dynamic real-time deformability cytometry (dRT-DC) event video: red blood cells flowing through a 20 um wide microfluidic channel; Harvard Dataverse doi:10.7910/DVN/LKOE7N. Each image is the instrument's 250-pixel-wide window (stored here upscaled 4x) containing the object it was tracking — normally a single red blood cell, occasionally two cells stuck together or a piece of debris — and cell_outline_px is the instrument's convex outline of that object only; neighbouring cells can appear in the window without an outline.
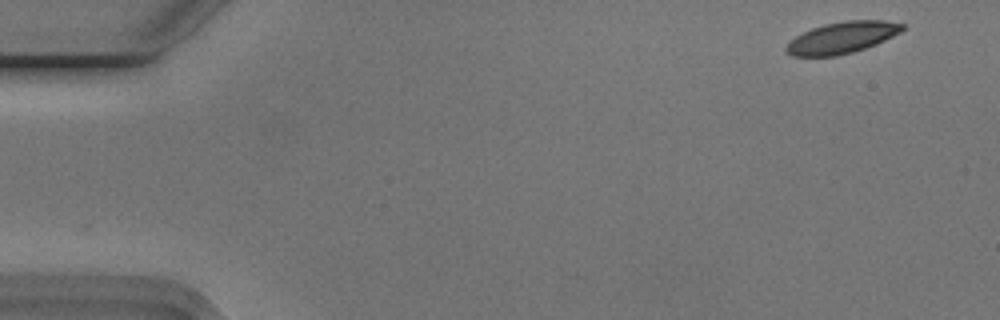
{"species": "Egyptian fruit bat (a non-hibernating species)", "species_latin": "Rousettus aegyptiacus", "temperature_condition": "cold", "stored_images_in_passage": 55, "camera_frame_rate_fps": 3000, "um_per_image_px": 0.085, "animal": {"sex": "male"}, "frame": {"image": 1, "passage_image": 3, "time_ms": 0.667, "image_size_px": [1000, 320], "cell_outline_px": [[904, 28], [900, 32], [876, 44], [852, 52], [836, 56], [792, 56], [784, 48], [796, 36], [812, 28], [824, 24], [844, 20], [884, 20], [904, 24]], "centroid_in_image_um": [71.58, 3.19], "position_along_channel_um": 13.4, "area_um2": 21.1}}
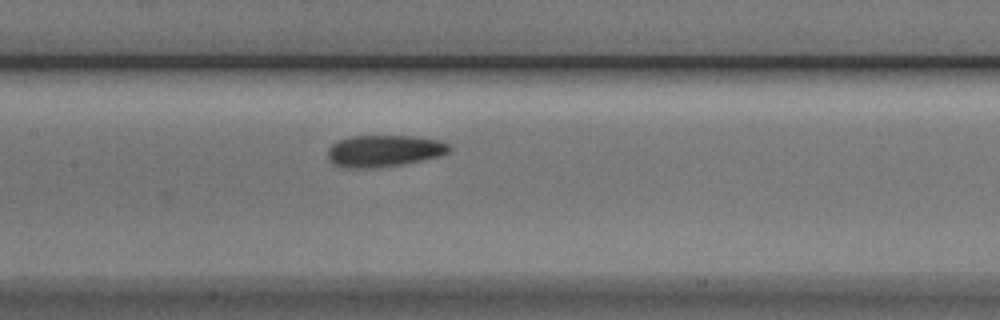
{"frame": {"image": 2, "passage_image": 26, "time_ms": 8.333, "image_size_px": [1000, 320], "cell_outline_px": [[452, 148], [448, 152], [436, 156], [420, 160], [400, 164], [372, 168], [340, 168], [332, 164], [328, 160], [328, 148], [336, 140], [352, 136], [412, 136], [436, 140], [448, 144]], "centroid_in_image_um": [32.54, 12.83], "position_along_channel_um": 174.9, "area_um2": 22.37}}
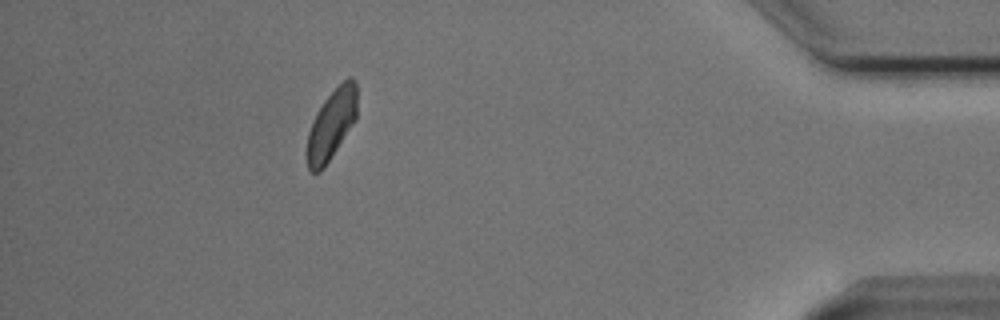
{"frame": {"image": 3, "passage_image": 49, "time_ms": 16.0, "image_size_px": [1000, 320], "cell_outline_px": [[356, 120], [324, 168], [320, 172], [312, 172], [308, 168], [304, 152], [308, 132], [316, 112], [324, 100], [348, 76], [352, 76], [356, 80]], "centroid_in_image_um": [28.14, 10.62], "position_along_channel_um": 407.1, "area_um2": 20.69}, "authors_computed_cell_mechanics": {"area_um2": 21.8484, "velocity_mm_per_s": 3.7127, "shape_relaxation_time_tau1_ms": 3.6661, "shape_relaxation_time_tau2_ms": 2.4798, "deformation_change_tau1": 0.1062, "deformation_change_tau2": 0.0676}}